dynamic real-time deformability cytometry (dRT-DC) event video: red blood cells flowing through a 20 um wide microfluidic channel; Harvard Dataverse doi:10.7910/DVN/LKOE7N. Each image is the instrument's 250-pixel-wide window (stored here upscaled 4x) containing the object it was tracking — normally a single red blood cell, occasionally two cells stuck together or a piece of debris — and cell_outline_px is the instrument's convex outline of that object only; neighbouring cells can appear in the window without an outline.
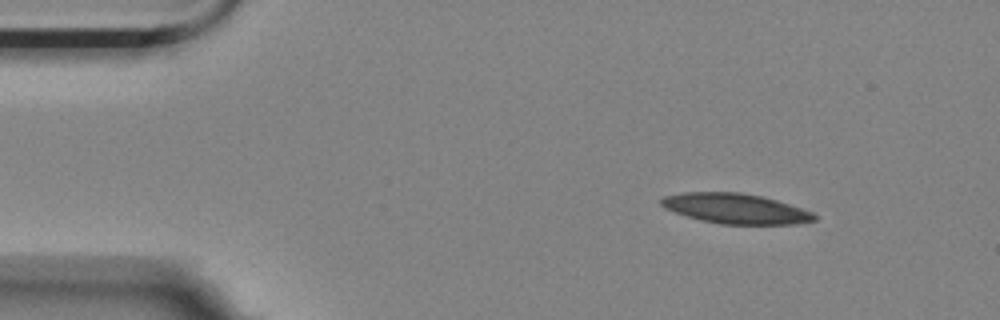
{"species": "Egyptian fruit bat (a non-hibernating species)", "species_latin": "Rousettus aegyptiacus", "temperature_condition": "room temperature", "stored_images_in_passage": 3, "camera_frame_rate_fps": 3000, "um_per_image_px": 0.085, "animal": {"sex": "female"}, "frame": {"image": 1, "passage_image": 1, "time_ms": 0.0, "image_size_px": [1000, 320], "cell_outline_px": [[820, 216], [816, 220], [796, 224], [720, 224], [700, 220], [664, 208], [660, 204], [660, 200], [664, 196], [684, 192], [740, 192], [760, 196], [776, 200], [812, 212]], "centroid_in_image_um": [62.53, 17.73], "position_along_channel_um": 22.5, "area_um2": 26.76}}
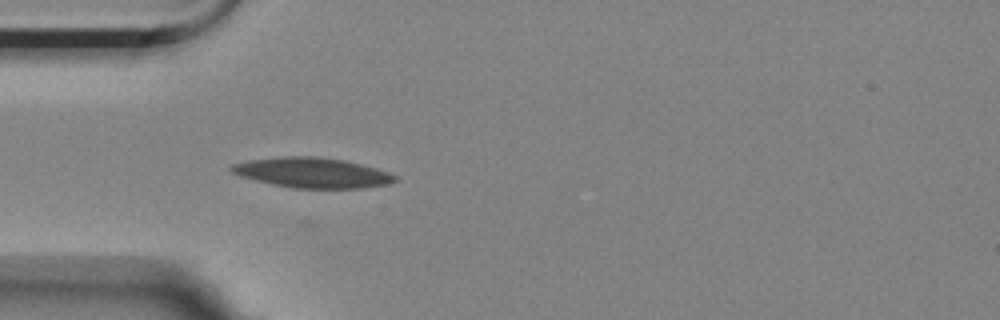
{"frame": {"image": 2, "passage_image": 3, "time_ms": 0.667, "image_size_px": [1000, 320], "cell_outline_px": [[400, 180], [388, 184], [364, 188], [292, 188], [272, 184], [240, 176], [232, 172], [228, 168], [232, 164], [248, 160], [284, 156], [312, 156], [344, 160], [376, 168], [388, 172], [396, 176]], "centroid_in_image_um": [26.55, 14.68], "position_along_channel_um": 58.5, "area_um2": 28.73}}